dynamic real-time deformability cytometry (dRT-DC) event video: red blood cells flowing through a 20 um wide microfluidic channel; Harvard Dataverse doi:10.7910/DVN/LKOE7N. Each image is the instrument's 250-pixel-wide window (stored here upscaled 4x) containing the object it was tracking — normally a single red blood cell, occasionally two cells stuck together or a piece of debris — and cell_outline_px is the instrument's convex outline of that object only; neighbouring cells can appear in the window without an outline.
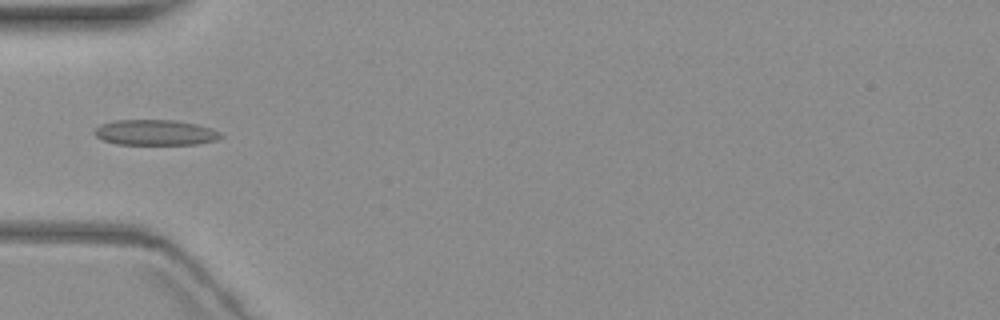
{"species": "common noctule bat (a hibernating species)", "species_latin": "Nyctalus noctula", "temperature_condition": "warm", "stored_images_in_passage": 10, "camera_frame_rate_fps": 3000, "um_per_image_px": 0.085, "animal": {"sex": "female", "body_mass_g": 19.3, "forearm_length_mm": 54.1}, "frame": {"image": 1, "passage_image": 5, "time_ms": 6.0, "image_size_px": [1000, 320], "cell_outline_px": [[224, 136], [216, 140], [200, 144], [116, 144], [104, 140], [96, 136], [92, 132], [100, 124], [116, 120], [176, 120], [196, 124], [212, 128], [220, 132]], "centroid_in_image_um": [13.22, 11.26], "position_along_channel_um": 71.8, "area_um2": 18.84}}
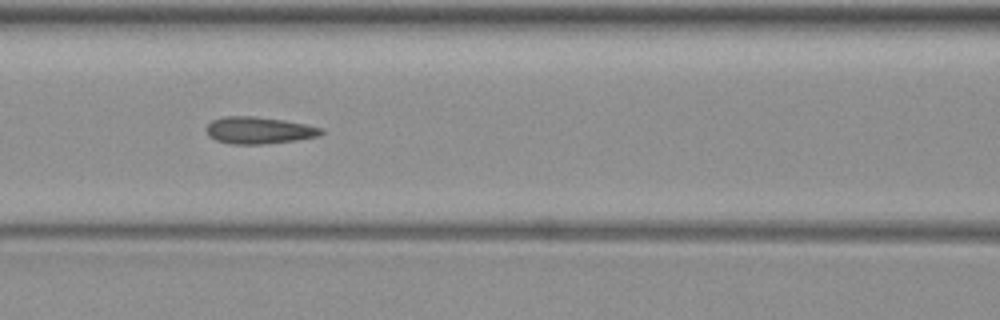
{"frame": {"image": 2, "passage_image": 7, "time_ms": 8.0, "image_size_px": [1000, 320], "cell_outline_px": [[324, 132], [320, 136], [296, 140], [264, 144], [232, 144], [216, 140], [208, 136], [204, 128], [212, 120], [224, 116], [256, 116], [284, 120], [324, 128]], "centroid_in_image_um": [21.99, 11.07], "position_along_channel_um": 144.6, "area_um2": 18.21}}
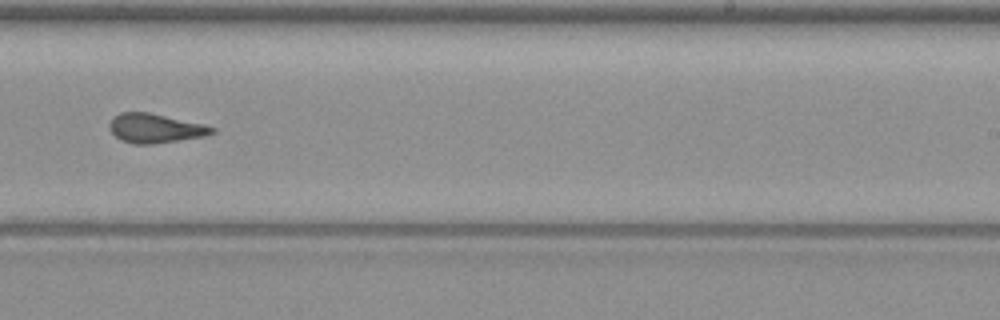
{"frame": {"image": 3, "passage_image": 10, "time_ms": 11.667, "image_size_px": [1000, 320], "cell_outline_px": [[216, 132], [204, 136], [180, 140], [152, 144], [132, 144], [120, 140], [108, 128], [108, 124], [120, 112], [148, 112], [204, 124], [216, 128]], "centroid_in_image_um": [13.2, 10.91], "position_along_channel_um": 275.8, "area_um2": 17.46}}